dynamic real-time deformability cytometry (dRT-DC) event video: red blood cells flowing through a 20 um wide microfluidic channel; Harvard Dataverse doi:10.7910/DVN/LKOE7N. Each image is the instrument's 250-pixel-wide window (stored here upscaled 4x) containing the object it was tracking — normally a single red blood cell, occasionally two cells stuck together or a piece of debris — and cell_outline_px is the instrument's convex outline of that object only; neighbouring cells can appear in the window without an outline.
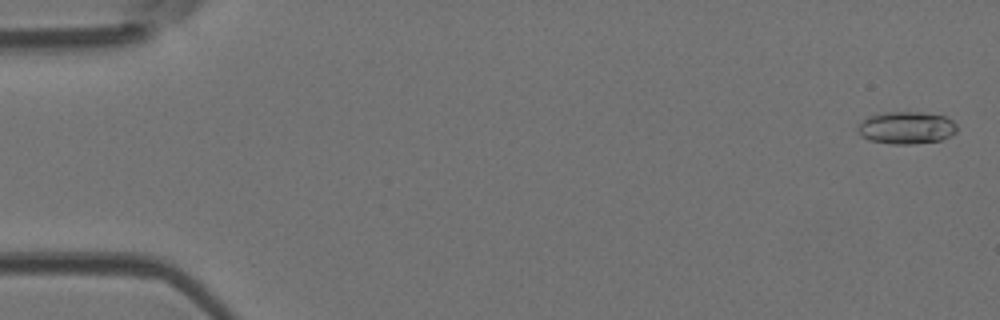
{"species": "Egyptian fruit bat (a non-hibernating species)", "species_latin": "Rousettus aegyptiacus", "temperature_condition": "room temperature", "stored_images_in_passage": 5, "camera_frame_rate_fps": 3000, "um_per_image_px": 0.085, "animal": {"sex": "female"}, "frame": {"image": 1, "passage_image": 1, "time_ms": 0.0, "image_size_px": [1000, 320], "cell_outline_px": [[956, 132], [940, 140], [912, 144], [892, 144], [868, 140], [860, 136], [856, 128], [868, 116], [880, 112], [920, 112], [944, 116], [952, 120], [956, 124]], "centroid_in_image_um": [77.0, 10.86], "position_along_channel_um": 8.0, "area_um2": 18.73}}
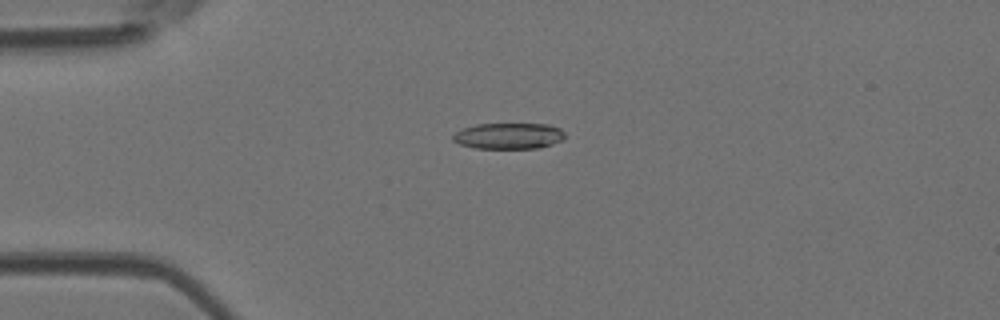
{"frame": {"image": 2, "passage_image": 4, "time_ms": 1.0, "image_size_px": [1000, 320], "cell_outline_px": [[564, 140], [540, 148], [476, 148], [460, 144], [452, 140], [452, 136], [456, 132], [464, 128], [476, 124], [548, 124], [560, 128], [564, 132]], "centroid_in_image_um": [43.26, 11.55], "position_along_channel_um": 41.7, "area_um2": 16.99}}